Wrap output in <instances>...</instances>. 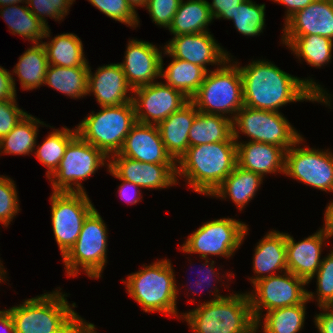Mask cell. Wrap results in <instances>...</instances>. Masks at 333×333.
Listing matches in <instances>:
<instances>
[{
  "label": "cell",
  "instance_id": "1",
  "mask_svg": "<svg viewBox=\"0 0 333 333\" xmlns=\"http://www.w3.org/2000/svg\"><path fill=\"white\" fill-rule=\"evenodd\" d=\"M238 64L243 80L244 106L279 112L292 102L311 101L331 106V94L312 78H298L271 61L252 60L248 65Z\"/></svg>",
  "mask_w": 333,
  "mask_h": 333
},
{
  "label": "cell",
  "instance_id": "2",
  "mask_svg": "<svg viewBox=\"0 0 333 333\" xmlns=\"http://www.w3.org/2000/svg\"><path fill=\"white\" fill-rule=\"evenodd\" d=\"M210 292L214 298L182 313L194 333H257L248 293L219 294L217 286Z\"/></svg>",
  "mask_w": 333,
  "mask_h": 333
},
{
  "label": "cell",
  "instance_id": "3",
  "mask_svg": "<svg viewBox=\"0 0 333 333\" xmlns=\"http://www.w3.org/2000/svg\"><path fill=\"white\" fill-rule=\"evenodd\" d=\"M237 143L192 146L176 162L177 178H185L196 193L211 196L237 165Z\"/></svg>",
  "mask_w": 333,
  "mask_h": 333
},
{
  "label": "cell",
  "instance_id": "4",
  "mask_svg": "<svg viewBox=\"0 0 333 333\" xmlns=\"http://www.w3.org/2000/svg\"><path fill=\"white\" fill-rule=\"evenodd\" d=\"M54 290L25 299L7 309L12 315L16 333H72L85 319L68 303L67 293Z\"/></svg>",
  "mask_w": 333,
  "mask_h": 333
},
{
  "label": "cell",
  "instance_id": "5",
  "mask_svg": "<svg viewBox=\"0 0 333 333\" xmlns=\"http://www.w3.org/2000/svg\"><path fill=\"white\" fill-rule=\"evenodd\" d=\"M170 259L157 260L150 265L143 264L141 270L132 272L121 280L130 297L144 312H160L162 315L182 318L177 311L179 289L175 271Z\"/></svg>",
  "mask_w": 333,
  "mask_h": 333
},
{
  "label": "cell",
  "instance_id": "6",
  "mask_svg": "<svg viewBox=\"0 0 333 333\" xmlns=\"http://www.w3.org/2000/svg\"><path fill=\"white\" fill-rule=\"evenodd\" d=\"M230 56L221 66L207 72L190 100L200 112L221 115L233 121L244 101L242 76L238 64Z\"/></svg>",
  "mask_w": 333,
  "mask_h": 333
},
{
  "label": "cell",
  "instance_id": "7",
  "mask_svg": "<svg viewBox=\"0 0 333 333\" xmlns=\"http://www.w3.org/2000/svg\"><path fill=\"white\" fill-rule=\"evenodd\" d=\"M137 122L133 101L120 106L101 107L77 125V134L108 157L118 153Z\"/></svg>",
  "mask_w": 333,
  "mask_h": 333
},
{
  "label": "cell",
  "instance_id": "8",
  "mask_svg": "<svg viewBox=\"0 0 333 333\" xmlns=\"http://www.w3.org/2000/svg\"><path fill=\"white\" fill-rule=\"evenodd\" d=\"M107 229L95 208L86 217L75 245L62 258L67 277H76L81 269L91 279L102 277L107 265Z\"/></svg>",
  "mask_w": 333,
  "mask_h": 333
},
{
  "label": "cell",
  "instance_id": "9",
  "mask_svg": "<svg viewBox=\"0 0 333 333\" xmlns=\"http://www.w3.org/2000/svg\"><path fill=\"white\" fill-rule=\"evenodd\" d=\"M105 165L108 169L109 157L77 135L68 144L56 171L48 178L52 192H86L81 182Z\"/></svg>",
  "mask_w": 333,
  "mask_h": 333
},
{
  "label": "cell",
  "instance_id": "10",
  "mask_svg": "<svg viewBox=\"0 0 333 333\" xmlns=\"http://www.w3.org/2000/svg\"><path fill=\"white\" fill-rule=\"evenodd\" d=\"M232 127L233 138L236 141L240 139L239 134L242 133L250 138L249 141L273 144L286 151L302 137L282 112L247 106H243L237 112Z\"/></svg>",
  "mask_w": 333,
  "mask_h": 333
},
{
  "label": "cell",
  "instance_id": "11",
  "mask_svg": "<svg viewBox=\"0 0 333 333\" xmlns=\"http://www.w3.org/2000/svg\"><path fill=\"white\" fill-rule=\"evenodd\" d=\"M249 227L233 218H220L204 222L191 233L181 251L187 254H199L201 259L208 256L230 258L240 248L248 234Z\"/></svg>",
  "mask_w": 333,
  "mask_h": 333
},
{
  "label": "cell",
  "instance_id": "12",
  "mask_svg": "<svg viewBox=\"0 0 333 333\" xmlns=\"http://www.w3.org/2000/svg\"><path fill=\"white\" fill-rule=\"evenodd\" d=\"M49 199L52 230L63 258L75 245L95 206L86 192H52Z\"/></svg>",
  "mask_w": 333,
  "mask_h": 333
},
{
  "label": "cell",
  "instance_id": "13",
  "mask_svg": "<svg viewBox=\"0 0 333 333\" xmlns=\"http://www.w3.org/2000/svg\"><path fill=\"white\" fill-rule=\"evenodd\" d=\"M302 142L303 137L286 151L285 176L312 188L333 193V153L330 149L303 148Z\"/></svg>",
  "mask_w": 333,
  "mask_h": 333
},
{
  "label": "cell",
  "instance_id": "14",
  "mask_svg": "<svg viewBox=\"0 0 333 333\" xmlns=\"http://www.w3.org/2000/svg\"><path fill=\"white\" fill-rule=\"evenodd\" d=\"M307 284L288 270L255 282L254 290L247 292L255 321L262 318L264 311L303 303L308 298V290L304 287Z\"/></svg>",
  "mask_w": 333,
  "mask_h": 333
},
{
  "label": "cell",
  "instance_id": "15",
  "mask_svg": "<svg viewBox=\"0 0 333 333\" xmlns=\"http://www.w3.org/2000/svg\"><path fill=\"white\" fill-rule=\"evenodd\" d=\"M190 99L164 82H153L133 89L137 122L158 125Z\"/></svg>",
  "mask_w": 333,
  "mask_h": 333
},
{
  "label": "cell",
  "instance_id": "16",
  "mask_svg": "<svg viewBox=\"0 0 333 333\" xmlns=\"http://www.w3.org/2000/svg\"><path fill=\"white\" fill-rule=\"evenodd\" d=\"M107 171L115 178L137 184L142 189H166L177 185L176 164L140 162L116 153L109 157Z\"/></svg>",
  "mask_w": 333,
  "mask_h": 333
},
{
  "label": "cell",
  "instance_id": "17",
  "mask_svg": "<svg viewBox=\"0 0 333 333\" xmlns=\"http://www.w3.org/2000/svg\"><path fill=\"white\" fill-rule=\"evenodd\" d=\"M211 32L197 34H183L173 36L166 42L163 55L188 61L203 67L207 72V65L221 66L230 54L215 40Z\"/></svg>",
  "mask_w": 333,
  "mask_h": 333
},
{
  "label": "cell",
  "instance_id": "18",
  "mask_svg": "<svg viewBox=\"0 0 333 333\" xmlns=\"http://www.w3.org/2000/svg\"><path fill=\"white\" fill-rule=\"evenodd\" d=\"M161 48V50H160ZM164 47L144 40L130 39L123 62L119 63L132 89L149 85L161 78V58Z\"/></svg>",
  "mask_w": 333,
  "mask_h": 333
},
{
  "label": "cell",
  "instance_id": "19",
  "mask_svg": "<svg viewBox=\"0 0 333 333\" xmlns=\"http://www.w3.org/2000/svg\"><path fill=\"white\" fill-rule=\"evenodd\" d=\"M91 93L100 107L120 106L131 102L133 98V89L119 63L99 66L95 73L89 66L87 95Z\"/></svg>",
  "mask_w": 333,
  "mask_h": 333
},
{
  "label": "cell",
  "instance_id": "20",
  "mask_svg": "<svg viewBox=\"0 0 333 333\" xmlns=\"http://www.w3.org/2000/svg\"><path fill=\"white\" fill-rule=\"evenodd\" d=\"M327 239L331 237L322 228L298 242L286 233L287 270L309 284L321 265Z\"/></svg>",
  "mask_w": 333,
  "mask_h": 333
},
{
  "label": "cell",
  "instance_id": "21",
  "mask_svg": "<svg viewBox=\"0 0 333 333\" xmlns=\"http://www.w3.org/2000/svg\"><path fill=\"white\" fill-rule=\"evenodd\" d=\"M118 153L140 162L176 164L163 144L157 125L136 122Z\"/></svg>",
  "mask_w": 333,
  "mask_h": 333
},
{
  "label": "cell",
  "instance_id": "22",
  "mask_svg": "<svg viewBox=\"0 0 333 333\" xmlns=\"http://www.w3.org/2000/svg\"><path fill=\"white\" fill-rule=\"evenodd\" d=\"M282 36L320 35L333 40V3L315 0L283 25Z\"/></svg>",
  "mask_w": 333,
  "mask_h": 333
},
{
  "label": "cell",
  "instance_id": "23",
  "mask_svg": "<svg viewBox=\"0 0 333 333\" xmlns=\"http://www.w3.org/2000/svg\"><path fill=\"white\" fill-rule=\"evenodd\" d=\"M237 166L252 171L263 178L267 174L282 173L285 171L286 150L267 143L253 141H236Z\"/></svg>",
  "mask_w": 333,
  "mask_h": 333
},
{
  "label": "cell",
  "instance_id": "24",
  "mask_svg": "<svg viewBox=\"0 0 333 333\" xmlns=\"http://www.w3.org/2000/svg\"><path fill=\"white\" fill-rule=\"evenodd\" d=\"M250 283L287 271L286 233L271 230L259 240L254 249Z\"/></svg>",
  "mask_w": 333,
  "mask_h": 333
},
{
  "label": "cell",
  "instance_id": "25",
  "mask_svg": "<svg viewBox=\"0 0 333 333\" xmlns=\"http://www.w3.org/2000/svg\"><path fill=\"white\" fill-rule=\"evenodd\" d=\"M198 110L189 100L157 126L167 152L177 162L189 148V131Z\"/></svg>",
  "mask_w": 333,
  "mask_h": 333
},
{
  "label": "cell",
  "instance_id": "26",
  "mask_svg": "<svg viewBox=\"0 0 333 333\" xmlns=\"http://www.w3.org/2000/svg\"><path fill=\"white\" fill-rule=\"evenodd\" d=\"M263 183V177L252 171L235 166L222 184L212 193L211 198H230L238 210L242 211L255 197Z\"/></svg>",
  "mask_w": 333,
  "mask_h": 333
},
{
  "label": "cell",
  "instance_id": "27",
  "mask_svg": "<svg viewBox=\"0 0 333 333\" xmlns=\"http://www.w3.org/2000/svg\"><path fill=\"white\" fill-rule=\"evenodd\" d=\"M188 139L189 147L216 142H236L231 119L200 111L196 114Z\"/></svg>",
  "mask_w": 333,
  "mask_h": 333
},
{
  "label": "cell",
  "instance_id": "28",
  "mask_svg": "<svg viewBox=\"0 0 333 333\" xmlns=\"http://www.w3.org/2000/svg\"><path fill=\"white\" fill-rule=\"evenodd\" d=\"M281 42L309 66L320 69L332 59L333 40L329 38L320 35L281 36Z\"/></svg>",
  "mask_w": 333,
  "mask_h": 333
},
{
  "label": "cell",
  "instance_id": "29",
  "mask_svg": "<svg viewBox=\"0 0 333 333\" xmlns=\"http://www.w3.org/2000/svg\"><path fill=\"white\" fill-rule=\"evenodd\" d=\"M0 16L13 35L17 34L30 40L32 44L42 43V39L51 38L50 27L43 23L26 6L18 4L0 7Z\"/></svg>",
  "mask_w": 333,
  "mask_h": 333
},
{
  "label": "cell",
  "instance_id": "30",
  "mask_svg": "<svg viewBox=\"0 0 333 333\" xmlns=\"http://www.w3.org/2000/svg\"><path fill=\"white\" fill-rule=\"evenodd\" d=\"M212 21L207 0H181L168 30L173 36L207 32Z\"/></svg>",
  "mask_w": 333,
  "mask_h": 333
},
{
  "label": "cell",
  "instance_id": "31",
  "mask_svg": "<svg viewBox=\"0 0 333 333\" xmlns=\"http://www.w3.org/2000/svg\"><path fill=\"white\" fill-rule=\"evenodd\" d=\"M172 61L164 69L163 55L161 58V78L174 89L181 91L191 99L199 90L207 71L188 61L170 57Z\"/></svg>",
  "mask_w": 333,
  "mask_h": 333
},
{
  "label": "cell",
  "instance_id": "32",
  "mask_svg": "<svg viewBox=\"0 0 333 333\" xmlns=\"http://www.w3.org/2000/svg\"><path fill=\"white\" fill-rule=\"evenodd\" d=\"M18 59L11 75L19 77L22 90L30 91L44 85L49 65L44 45L37 43L30 46Z\"/></svg>",
  "mask_w": 333,
  "mask_h": 333
},
{
  "label": "cell",
  "instance_id": "33",
  "mask_svg": "<svg viewBox=\"0 0 333 333\" xmlns=\"http://www.w3.org/2000/svg\"><path fill=\"white\" fill-rule=\"evenodd\" d=\"M89 66L61 67L48 65L44 86L53 88L71 99L87 96Z\"/></svg>",
  "mask_w": 333,
  "mask_h": 333
},
{
  "label": "cell",
  "instance_id": "34",
  "mask_svg": "<svg viewBox=\"0 0 333 333\" xmlns=\"http://www.w3.org/2000/svg\"><path fill=\"white\" fill-rule=\"evenodd\" d=\"M49 40L42 42L49 65L61 67L89 66L83 52V43L74 33L58 34Z\"/></svg>",
  "mask_w": 333,
  "mask_h": 333
},
{
  "label": "cell",
  "instance_id": "35",
  "mask_svg": "<svg viewBox=\"0 0 333 333\" xmlns=\"http://www.w3.org/2000/svg\"><path fill=\"white\" fill-rule=\"evenodd\" d=\"M39 125L48 127L46 123L27 113L23 119L0 140V154L29 155L37 144Z\"/></svg>",
  "mask_w": 333,
  "mask_h": 333
},
{
  "label": "cell",
  "instance_id": "36",
  "mask_svg": "<svg viewBox=\"0 0 333 333\" xmlns=\"http://www.w3.org/2000/svg\"><path fill=\"white\" fill-rule=\"evenodd\" d=\"M308 302L307 298L301 304L273 309L265 315L262 314L263 318L256 322V329L259 330L261 325L263 333H299L305 324Z\"/></svg>",
  "mask_w": 333,
  "mask_h": 333
},
{
  "label": "cell",
  "instance_id": "37",
  "mask_svg": "<svg viewBox=\"0 0 333 333\" xmlns=\"http://www.w3.org/2000/svg\"><path fill=\"white\" fill-rule=\"evenodd\" d=\"M53 129L41 145L36 144L33 154L38 161L47 167L46 176L49 178L58 168L62 157L65 154L68 144L78 135L77 129H68L64 126L61 129Z\"/></svg>",
  "mask_w": 333,
  "mask_h": 333
},
{
  "label": "cell",
  "instance_id": "38",
  "mask_svg": "<svg viewBox=\"0 0 333 333\" xmlns=\"http://www.w3.org/2000/svg\"><path fill=\"white\" fill-rule=\"evenodd\" d=\"M265 4L252 0L243 1L234 11L232 22L236 30L248 37L263 33L265 27Z\"/></svg>",
  "mask_w": 333,
  "mask_h": 333
},
{
  "label": "cell",
  "instance_id": "39",
  "mask_svg": "<svg viewBox=\"0 0 333 333\" xmlns=\"http://www.w3.org/2000/svg\"><path fill=\"white\" fill-rule=\"evenodd\" d=\"M326 257H323L317 273L312 277L316 278V293L308 291V301L315 298L317 306H333V248ZM316 294V295H315Z\"/></svg>",
  "mask_w": 333,
  "mask_h": 333
},
{
  "label": "cell",
  "instance_id": "40",
  "mask_svg": "<svg viewBox=\"0 0 333 333\" xmlns=\"http://www.w3.org/2000/svg\"><path fill=\"white\" fill-rule=\"evenodd\" d=\"M107 17L127 25V27H139L140 18L126 0H88Z\"/></svg>",
  "mask_w": 333,
  "mask_h": 333
},
{
  "label": "cell",
  "instance_id": "41",
  "mask_svg": "<svg viewBox=\"0 0 333 333\" xmlns=\"http://www.w3.org/2000/svg\"><path fill=\"white\" fill-rule=\"evenodd\" d=\"M17 194L15 181L0 175V224L4 227H8L21 210Z\"/></svg>",
  "mask_w": 333,
  "mask_h": 333
},
{
  "label": "cell",
  "instance_id": "42",
  "mask_svg": "<svg viewBox=\"0 0 333 333\" xmlns=\"http://www.w3.org/2000/svg\"><path fill=\"white\" fill-rule=\"evenodd\" d=\"M73 2L75 0H27L26 4L28 9L48 28L45 17H51L59 22L63 21Z\"/></svg>",
  "mask_w": 333,
  "mask_h": 333
},
{
  "label": "cell",
  "instance_id": "43",
  "mask_svg": "<svg viewBox=\"0 0 333 333\" xmlns=\"http://www.w3.org/2000/svg\"><path fill=\"white\" fill-rule=\"evenodd\" d=\"M181 0H148L145 6L152 22L169 29Z\"/></svg>",
  "mask_w": 333,
  "mask_h": 333
},
{
  "label": "cell",
  "instance_id": "44",
  "mask_svg": "<svg viewBox=\"0 0 333 333\" xmlns=\"http://www.w3.org/2000/svg\"><path fill=\"white\" fill-rule=\"evenodd\" d=\"M15 100L0 101V140L28 113L20 109Z\"/></svg>",
  "mask_w": 333,
  "mask_h": 333
},
{
  "label": "cell",
  "instance_id": "45",
  "mask_svg": "<svg viewBox=\"0 0 333 333\" xmlns=\"http://www.w3.org/2000/svg\"><path fill=\"white\" fill-rule=\"evenodd\" d=\"M245 0H212L208 2L210 13L214 19L232 20L234 11Z\"/></svg>",
  "mask_w": 333,
  "mask_h": 333
},
{
  "label": "cell",
  "instance_id": "46",
  "mask_svg": "<svg viewBox=\"0 0 333 333\" xmlns=\"http://www.w3.org/2000/svg\"><path fill=\"white\" fill-rule=\"evenodd\" d=\"M203 260H205V263H203L202 265V268L203 269H200L201 271H198L199 272V274L201 273L203 276H201V280L199 279V280H197V281H195V283H193V284H195V285H192V287L194 286H196V287H198V290L199 289H201V288H205L206 287V285H207V287H209V286H211V282H212V278L214 277V275L218 278V279H221V280H218V279H216L215 277L213 278V280L214 281H222V276H219L220 274L217 272V270H215V266H214V264H215V261L214 260H211L210 261V258H203ZM210 261V262H209ZM201 268V267H200ZM199 274H197V276H199ZM200 274V275H201ZM200 277V276H199ZM192 284V283H191ZM206 284V285H205ZM203 286V287H202ZM189 290H192V288H188ZM206 289V288H205ZM202 290V289H201ZM207 290H208V288H207ZM198 292H196L195 290H193V292L191 293L192 295L194 294H197Z\"/></svg>",
  "mask_w": 333,
  "mask_h": 333
},
{
  "label": "cell",
  "instance_id": "47",
  "mask_svg": "<svg viewBox=\"0 0 333 333\" xmlns=\"http://www.w3.org/2000/svg\"><path fill=\"white\" fill-rule=\"evenodd\" d=\"M15 78L0 66V101L15 100L17 97Z\"/></svg>",
  "mask_w": 333,
  "mask_h": 333
},
{
  "label": "cell",
  "instance_id": "48",
  "mask_svg": "<svg viewBox=\"0 0 333 333\" xmlns=\"http://www.w3.org/2000/svg\"><path fill=\"white\" fill-rule=\"evenodd\" d=\"M120 186H118V195L119 197L130 205L137 204L143 198L142 193L140 192L141 188L132 182L119 179Z\"/></svg>",
  "mask_w": 333,
  "mask_h": 333
},
{
  "label": "cell",
  "instance_id": "49",
  "mask_svg": "<svg viewBox=\"0 0 333 333\" xmlns=\"http://www.w3.org/2000/svg\"><path fill=\"white\" fill-rule=\"evenodd\" d=\"M320 313L314 316V325L318 333H333V306H321Z\"/></svg>",
  "mask_w": 333,
  "mask_h": 333
},
{
  "label": "cell",
  "instance_id": "50",
  "mask_svg": "<svg viewBox=\"0 0 333 333\" xmlns=\"http://www.w3.org/2000/svg\"><path fill=\"white\" fill-rule=\"evenodd\" d=\"M274 3H278L286 6L287 11L285 12L284 23L291 18L297 11L306 8L315 0H272Z\"/></svg>",
  "mask_w": 333,
  "mask_h": 333
},
{
  "label": "cell",
  "instance_id": "51",
  "mask_svg": "<svg viewBox=\"0 0 333 333\" xmlns=\"http://www.w3.org/2000/svg\"><path fill=\"white\" fill-rule=\"evenodd\" d=\"M0 333H16L12 315L5 308L0 310Z\"/></svg>",
  "mask_w": 333,
  "mask_h": 333
},
{
  "label": "cell",
  "instance_id": "52",
  "mask_svg": "<svg viewBox=\"0 0 333 333\" xmlns=\"http://www.w3.org/2000/svg\"><path fill=\"white\" fill-rule=\"evenodd\" d=\"M322 229L333 238V200L326 206Z\"/></svg>",
  "mask_w": 333,
  "mask_h": 333
},
{
  "label": "cell",
  "instance_id": "53",
  "mask_svg": "<svg viewBox=\"0 0 333 333\" xmlns=\"http://www.w3.org/2000/svg\"><path fill=\"white\" fill-rule=\"evenodd\" d=\"M72 333H97V330L93 323L84 320Z\"/></svg>",
  "mask_w": 333,
  "mask_h": 333
},
{
  "label": "cell",
  "instance_id": "54",
  "mask_svg": "<svg viewBox=\"0 0 333 333\" xmlns=\"http://www.w3.org/2000/svg\"><path fill=\"white\" fill-rule=\"evenodd\" d=\"M126 1L131 6V8L134 11H136L135 9L137 7H142V8L144 7L145 8L148 0H126Z\"/></svg>",
  "mask_w": 333,
  "mask_h": 333
},
{
  "label": "cell",
  "instance_id": "55",
  "mask_svg": "<svg viewBox=\"0 0 333 333\" xmlns=\"http://www.w3.org/2000/svg\"><path fill=\"white\" fill-rule=\"evenodd\" d=\"M27 3V0H0V7L19 4V3Z\"/></svg>",
  "mask_w": 333,
  "mask_h": 333
},
{
  "label": "cell",
  "instance_id": "56",
  "mask_svg": "<svg viewBox=\"0 0 333 333\" xmlns=\"http://www.w3.org/2000/svg\"><path fill=\"white\" fill-rule=\"evenodd\" d=\"M2 261L0 260V283L1 282H3L4 283V281L6 282V273H7V271L5 270V268H4V266H3V263H1Z\"/></svg>",
  "mask_w": 333,
  "mask_h": 333
}]
</instances>
